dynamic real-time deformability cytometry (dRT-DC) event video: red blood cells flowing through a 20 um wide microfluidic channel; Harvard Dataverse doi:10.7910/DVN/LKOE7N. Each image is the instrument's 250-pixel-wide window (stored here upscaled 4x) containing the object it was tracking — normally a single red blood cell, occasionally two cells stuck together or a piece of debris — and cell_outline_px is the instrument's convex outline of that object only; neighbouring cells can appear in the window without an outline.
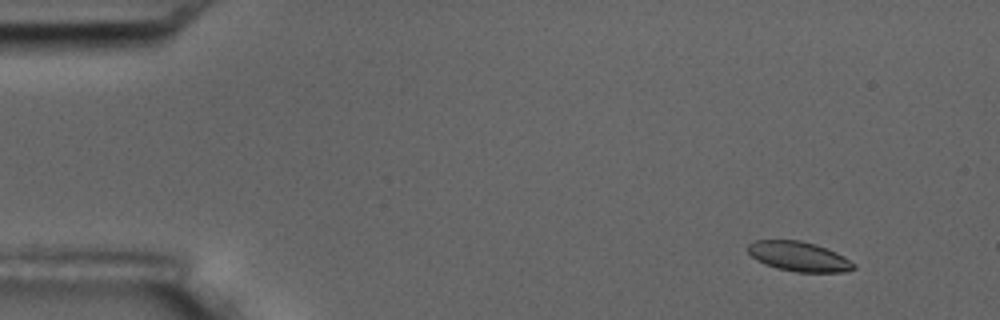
{"species": "common noctule bat (a hibernating species)", "species_latin": "Nyctalus noctula", "temperature_condition": "room temperature", "stored_images_in_passage": 17, "camera_frame_rate_fps": 3000, "um_per_image_px": 0.085, "animal": {"sex": "male", "body_mass_g": 17.5, "forearm_length_mm": 52.3}, "frame": {"image": 1, "passage_image": 2, "time_ms": 1.333, "image_size_px": [1000, 320], "cell_outline_px": [[856, 268], [844, 272], [796, 272], [776, 268], [764, 264], [756, 260], [748, 252], [748, 244], [756, 240], [800, 240], [816, 244], [836, 252], [844, 256], [856, 264]], "centroid_in_image_um": [67.91, 21.8], "position_along_channel_um": 17.1, "area_um2": 18.44}}
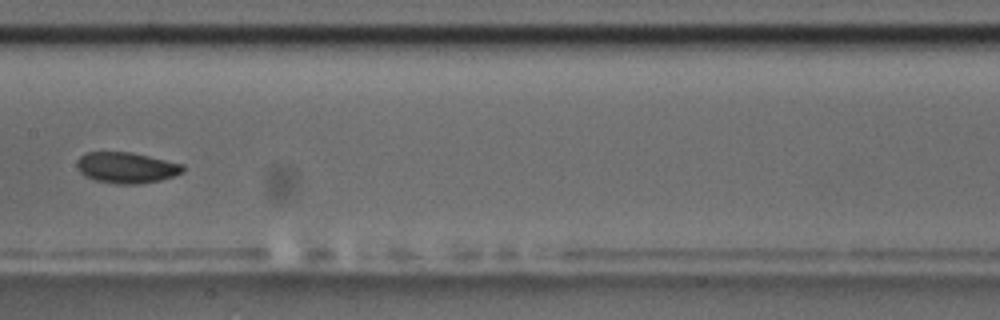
{"frame": {"image": 2, "passage_image": 9, "time_ms": 9.333, "image_size_px": [1000, 320], "cell_outline_px": [[184, 172], [160, 180], [140, 184], [116, 184], [96, 180], [84, 176], [76, 168], [76, 164], [80, 156], [84, 152], [132, 152], [184, 164]], "centroid_in_image_um": [10.73, 14.25], "position_along_channel_um": 196.7, "area_um2": 19.25}}
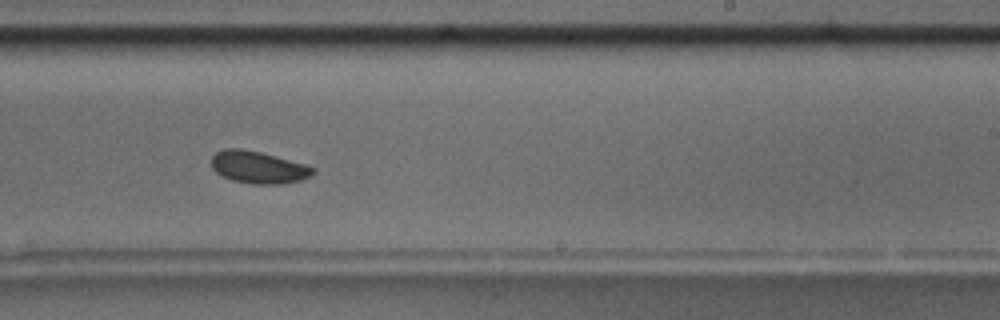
{"frame": {"image": 3, "passage_image": 11, "time_ms": 11.333, "image_size_px": [1000, 320], "cell_outline_px": [[316, 172], [300, 180], [284, 184], [252, 184], [232, 180], [216, 172], [212, 168], [212, 156], [216, 152], [224, 148], [240, 148], [260, 152], [308, 164], [316, 168]], "centroid_in_image_um": [21.99, 14.21], "position_along_channel_um": 267.0, "area_um2": 19.19}, "authors_computed_cell_mechanics": {"area_um2": 19.1896, "velocity_mm_per_s": 3.5337, "shape_relaxation_time_tau1_ms": 1.1425, "shape_relaxation_time_tau2_ms": null, "deformation_change_tau1": 0.0499, "deformation_change_tau2": null}}